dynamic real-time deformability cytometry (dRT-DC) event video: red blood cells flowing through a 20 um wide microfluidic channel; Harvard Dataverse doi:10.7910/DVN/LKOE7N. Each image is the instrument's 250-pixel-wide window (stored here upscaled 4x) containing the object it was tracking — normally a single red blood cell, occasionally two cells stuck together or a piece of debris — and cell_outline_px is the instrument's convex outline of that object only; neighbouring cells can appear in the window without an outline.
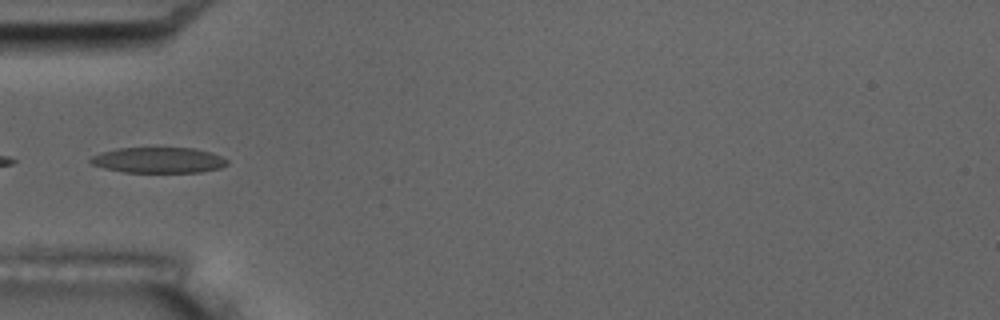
{"species": "common noctule bat (a hibernating species)", "species_latin": "Nyctalus noctula", "temperature_condition": "room temperature", "stored_images_in_passage": 13, "camera_frame_rate_fps": 3000, "um_per_image_px": 0.085, "animal": {"sex": "male", "body_mass_g": 17.5, "forearm_length_mm": 52.3}, "frame": {"image": 1, "passage_image": 6, "time_ms": 6.0, "image_size_px": [1000, 320], "cell_outline_px": [[228, 164], [220, 168], [200, 172], [124, 172], [104, 168], [92, 164], [88, 160], [92, 156], [100, 152], [116, 148], [196, 148], [212, 152], [228, 160]], "centroid_in_image_um": [13.47, 13.61], "position_along_channel_um": 71.5, "area_um2": 20.52}}